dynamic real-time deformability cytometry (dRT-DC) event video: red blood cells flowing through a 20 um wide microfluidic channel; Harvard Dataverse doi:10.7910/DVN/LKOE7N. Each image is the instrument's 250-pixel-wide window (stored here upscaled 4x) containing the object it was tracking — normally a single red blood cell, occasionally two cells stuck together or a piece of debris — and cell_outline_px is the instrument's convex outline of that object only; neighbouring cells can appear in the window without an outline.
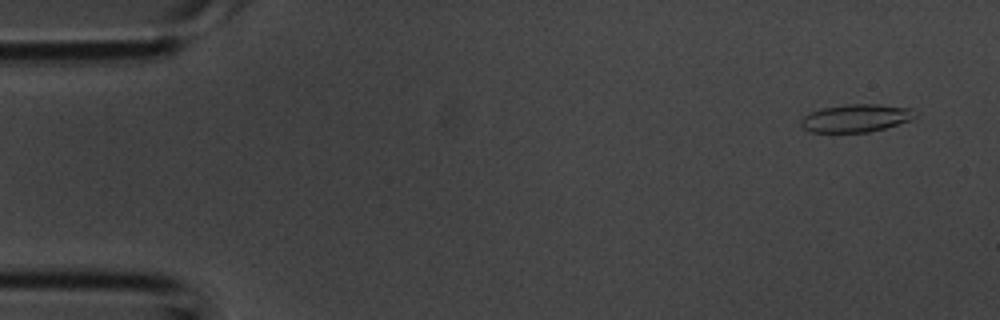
{"species": "common noctule bat (a hibernating species)", "species_latin": "Nyctalus noctula", "temperature_condition": "room temperature", "stored_images_in_passage": 4, "camera_frame_rate_fps": 3000, "um_per_image_px": 0.085, "animal": {"sex": "male", "body_mass_g": 20.1, "forearm_length_mm": 53.5}, "frame": {"image": 1, "passage_image": 1, "time_ms": 0.0, "image_size_px": [1000, 320], "cell_outline_px": [[916, 116], [908, 120], [884, 128], [868, 132], [812, 132], [804, 128], [800, 124], [804, 116], [820, 108], [844, 104], [880, 104], [912, 108]], "centroid_in_image_um": [72.74, 10.02], "position_along_channel_um": 12.3, "area_um2": 18.32}}